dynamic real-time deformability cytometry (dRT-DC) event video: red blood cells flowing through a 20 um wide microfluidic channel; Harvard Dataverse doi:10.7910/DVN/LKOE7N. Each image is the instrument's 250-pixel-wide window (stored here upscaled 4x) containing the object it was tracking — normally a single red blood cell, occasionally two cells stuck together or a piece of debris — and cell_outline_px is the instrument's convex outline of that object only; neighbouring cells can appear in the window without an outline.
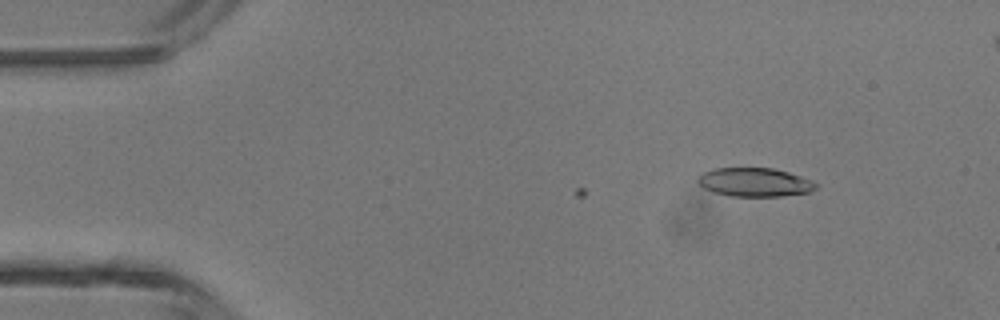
{"species": "common noctule bat (a hibernating species)", "species_latin": "Nyctalus noctula", "temperature_condition": "room temperature", "stored_images_in_passage": 6, "camera_frame_rate_fps": 3000, "um_per_image_px": 0.085, "animal": {"sex": "male", "body_mass_g": 13.3}, "frame": {"image": 1, "passage_image": 2, "time_ms": 0.333, "image_size_px": [1000, 320], "cell_outline_px": [[820, 184], [812, 192], [780, 196], [728, 196], [712, 192], [704, 188], [696, 180], [696, 176], [712, 168], [772, 168], [788, 172], [812, 180]], "centroid_in_image_um": [64.14, 15.49], "position_along_channel_um": 20.9, "area_um2": 20.0}}
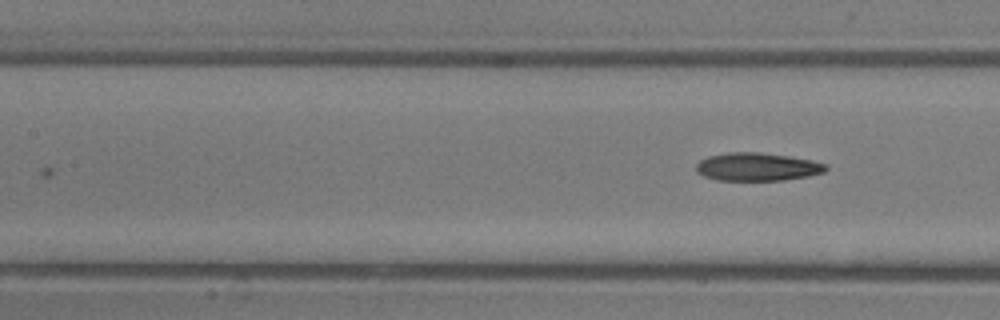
{"frame": {"image": 2, "passage_image": 6, "time_ms": 1.667, "image_size_px": [1000, 320], "cell_outline_px": [[828, 168], [824, 172], [808, 176], [784, 180], [716, 180], [704, 176], [696, 172], [696, 164], [700, 160], [708, 156], [728, 152], [760, 152], [788, 156], [812, 160], [828, 164]], "centroid_in_image_um": [64.37, 14.17], "position_along_channel_um": 143.0, "area_um2": 21.33}}